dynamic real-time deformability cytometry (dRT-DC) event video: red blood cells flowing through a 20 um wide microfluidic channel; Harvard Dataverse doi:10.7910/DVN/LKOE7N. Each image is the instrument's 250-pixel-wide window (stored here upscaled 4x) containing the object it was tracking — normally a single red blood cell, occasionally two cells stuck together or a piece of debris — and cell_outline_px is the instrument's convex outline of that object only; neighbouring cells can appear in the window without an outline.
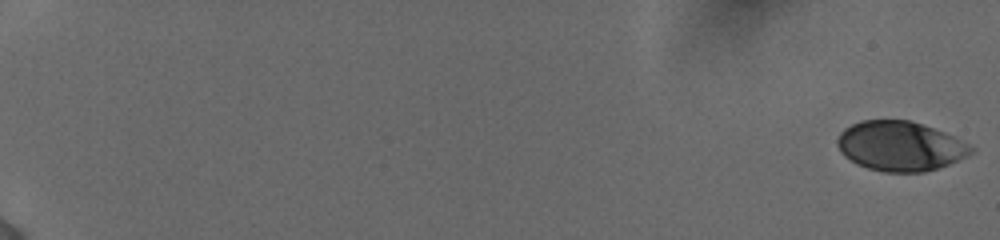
{"species": "human", "species_latin": "Homo sapiens", "temperature_condition": "cold", "stored_images_in_passage": 43, "camera_frame_rate_fps": 3000, "um_per_image_px": 0.085, "donor": {"sex": "female"}, "frame": {"image": 1, "passage_image": 1, "time_ms": 0.0, "image_size_px": [1000, 240], "cell_outline_px": [[976, 152], [948, 164], [924, 172], [884, 172], [868, 168], [856, 164], [844, 156], [840, 152], [836, 144], [836, 140], [840, 132], [844, 128], [860, 120], [908, 120], [944, 132], [976, 148]], "centroid_in_image_um": [76.48, 12.42], "position_along_channel_um": 8.5, "area_um2": 38.67}}
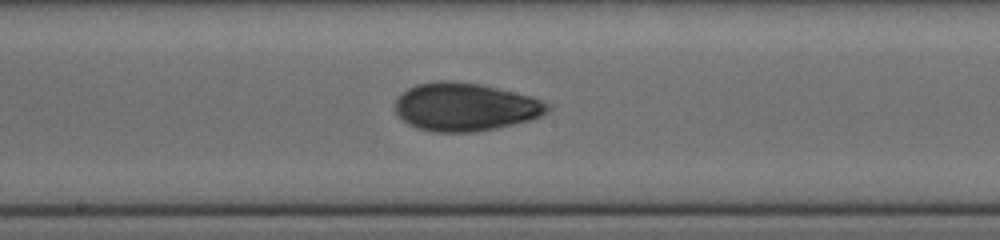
{"frame": {"image": 2, "passage_image": 23, "time_ms": 11.0, "image_size_px": [1000, 240], "cell_outline_px": [[548, 108], [540, 116], [528, 120], [496, 128], [476, 132], [436, 132], [416, 128], [408, 124], [396, 112], [396, 100], [408, 88], [416, 84], [436, 80], [452, 80], [480, 84], [532, 96], [548, 104]], "centroid_in_image_um": [39.51, 9.08], "position_along_channel_um": 208.7, "area_um2": 42.43}}
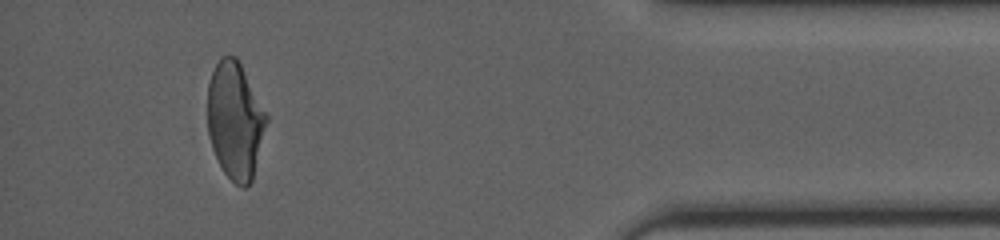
{"frame": {"image": 3, "passage_image": 40, "time_ms": 17.333, "image_size_px": [1000, 240], "cell_outline_px": [[268, 120], [252, 180], [244, 188], [236, 184], [224, 172], [212, 148], [208, 136], [208, 84], [212, 72], [220, 56], [236, 56], [268, 116]], "centroid_in_image_um": [19.98, 10.24], "position_along_channel_um": 415.2, "area_um2": 39.82}, "authors_computed_cell_mechanics": {"area_um2": 40.749, "velocity_mm_per_s": 3.8852, "shape_relaxation_time_tau1_ms": 4.3143, "shape_relaxation_time_tau2_ms": 2.1105, "deformation_change_tau1": 0.1505, "deformation_change_tau2": 0.0668}}